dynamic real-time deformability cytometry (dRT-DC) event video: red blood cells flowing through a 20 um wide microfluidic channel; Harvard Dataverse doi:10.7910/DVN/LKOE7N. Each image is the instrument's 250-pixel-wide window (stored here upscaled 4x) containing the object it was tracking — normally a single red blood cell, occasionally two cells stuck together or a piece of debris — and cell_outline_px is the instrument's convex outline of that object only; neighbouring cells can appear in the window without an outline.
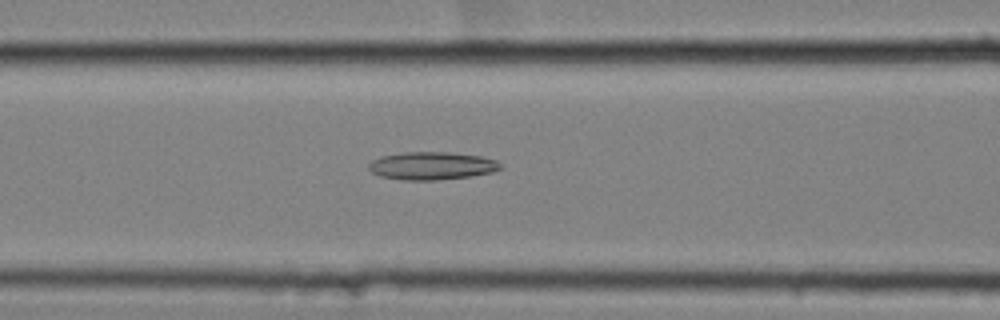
{"species": "common noctule bat (a hibernating species)", "species_latin": "Nyctalus noctula", "temperature_condition": "cold", "stored_images_in_passage": 53, "camera_frame_rate_fps": 3000, "um_per_image_px": 0.085, "animal": {"sex": "female", "body_mass_g": 25.1}, "frame": {"image": 1, "passage_image": 20, "time_ms": 6.333, "image_size_px": [1000, 320], "cell_outline_px": [[504, 168], [492, 172], [472, 176], [436, 180], [404, 180], [380, 176], [372, 172], [368, 168], [368, 164], [372, 160], [380, 156], [404, 152], [448, 152], [480, 156], [496, 160]], "centroid_in_image_um": [36.7, 14.09], "position_along_channel_um": 129.9, "area_um2": 21.44}}
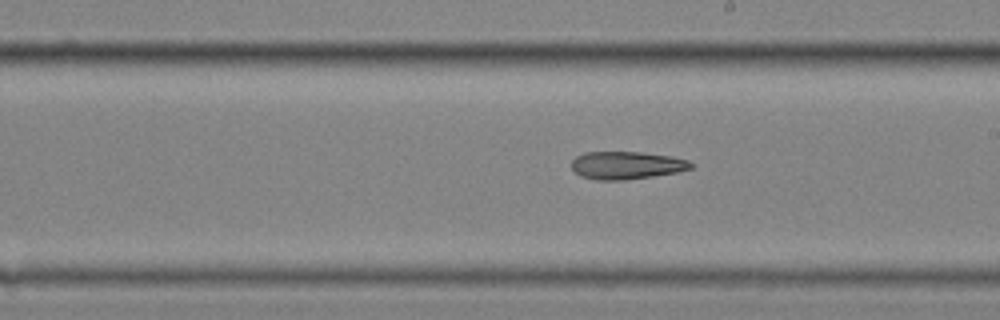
{"frame": {"image": 2, "passage_image": 29, "time_ms": 9.333, "image_size_px": [1000, 320], "cell_outline_px": [[696, 164], [692, 168], [676, 172], [652, 176], [624, 180], [596, 180], [580, 176], [572, 168], [572, 160], [576, 156], [584, 152], [640, 152], [672, 156], [688, 160]], "centroid_in_image_um": [53.26, 14.04], "position_along_channel_um": 235.7, "area_um2": 19.36}}
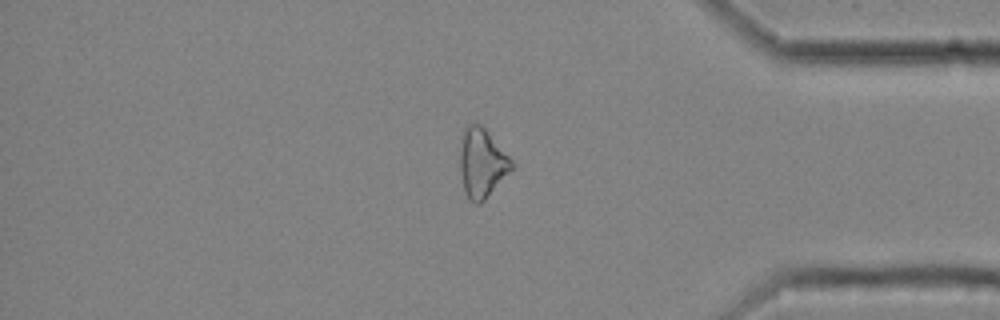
{"frame": {"image": 3, "passage_image": 44, "time_ms": 14.333, "image_size_px": [1000, 320], "cell_outline_px": [[512, 168], [484, 200], [480, 204], [476, 204], [464, 192], [460, 172], [460, 152], [464, 128], [468, 124], [480, 124], [484, 128], [512, 160]], "centroid_in_image_um": [40.93, 13.85], "position_along_channel_um": 394.3, "area_um2": 20.17}}